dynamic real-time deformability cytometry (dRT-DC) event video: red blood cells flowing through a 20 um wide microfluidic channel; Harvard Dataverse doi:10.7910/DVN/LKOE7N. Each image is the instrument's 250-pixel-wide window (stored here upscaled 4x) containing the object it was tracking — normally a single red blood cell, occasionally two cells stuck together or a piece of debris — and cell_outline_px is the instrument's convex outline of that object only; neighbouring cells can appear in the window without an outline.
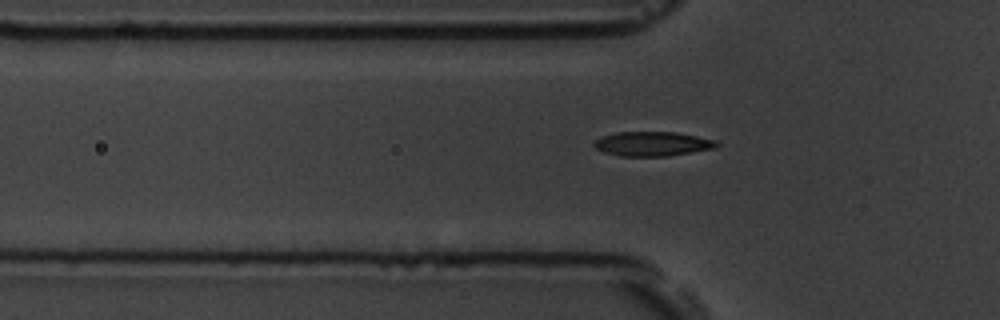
{"species": "common noctule bat (a hibernating species)", "species_latin": "Nyctalus noctula", "temperature_condition": "room temperature", "stored_images_in_passage": 35, "camera_frame_rate_fps": 3000, "um_per_image_px": 0.085, "animal": {"sex": "male", "body_mass_g": 19.5, "forearm_length_mm": 54.6}, "frame": {"image": 1, "passage_image": 8, "time_ms": 2.333, "image_size_px": [1000, 320], "cell_outline_px": [[720, 144], [716, 148], [668, 156], [620, 156], [604, 152], [596, 148], [592, 144], [596, 140], [604, 136], [616, 132], [676, 132], [716, 140]], "centroid_in_image_um": [55.48, 12.23], "position_along_channel_um": 70.3, "area_um2": 17.4}}
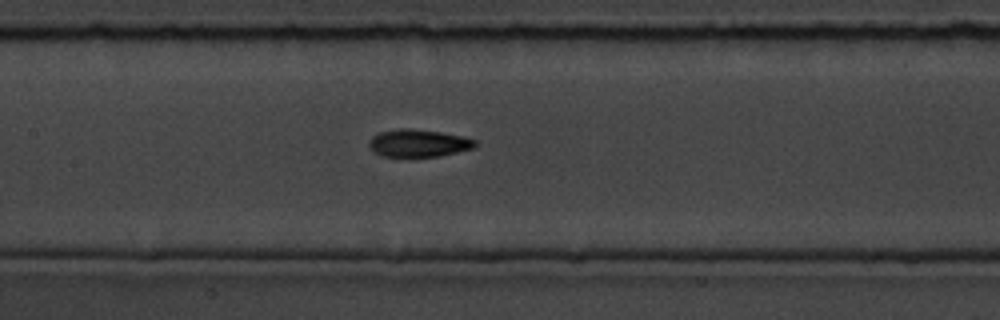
{"frame": {"image": 2, "passage_image": 16, "time_ms": 5.0, "image_size_px": [1000, 320], "cell_outline_px": [[476, 144], [472, 148], [440, 156], [384, 156], [376, 152], [368, 144], [368, 140], [372, 136], [380, 132], [400, 128], [408, 128], [440, 132], [464, 136], [476, 140]], "centroid_in_image_um": [35.57, 12.15], "position_along_channel_um": 171.8, "area_um2": 16.76}}
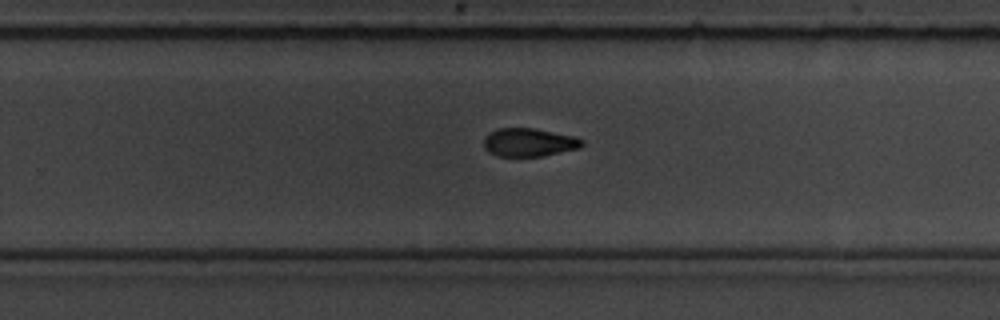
{"frame": {"image": 3, "passage_image": 25, "time_ms": 8.0, "image_size_px": [1000, 320], "cell_outline_px": [[584, 144], [580, 148], [544, 156], [496, 156], [488, 152], [484, 148], [484, 136], [488, 132], [496, 128], [536, 128], [576, 136], [584, 140]], "centroid_in_image_um": [44.97, 12.09], "position_along_channel_um": 284.8, "area_um2": 16.59}}